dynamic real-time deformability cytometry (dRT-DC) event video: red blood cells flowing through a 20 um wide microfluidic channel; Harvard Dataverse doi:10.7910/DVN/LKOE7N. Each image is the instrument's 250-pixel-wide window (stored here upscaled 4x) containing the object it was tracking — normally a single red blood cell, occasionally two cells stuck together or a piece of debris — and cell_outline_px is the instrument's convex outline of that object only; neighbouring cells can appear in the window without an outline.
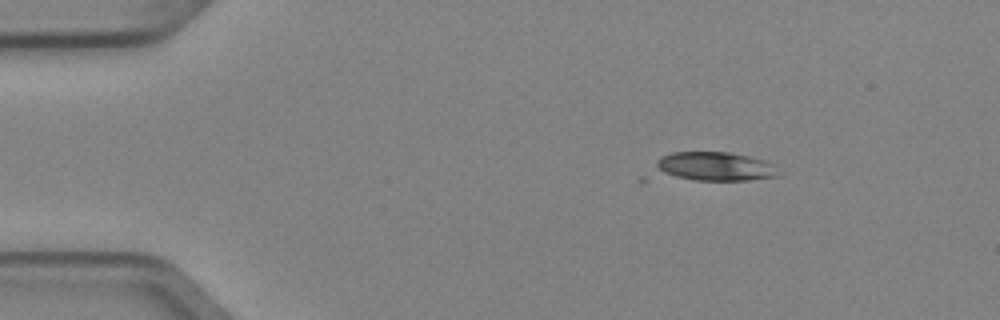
{"species": "Egyptian fruit bat (a non-hibernating species)", "species_latin": "Rousettus aegyptiacus", "temperature_condition": "cold", "stored_images_in_passage": 2, "camera_frame_rate_fps": 3000, "um_per_image_px": 0.085, "animal": {"sex": "female"}, "frame": {"image": 1, "passage_image": 1, "time_ms": 0.0, "image_size_px": [1000, 320], "cell_outline_px": [[780, 176], [748, 180], [644, 184], [640, 184], [640, 176], [660, 156], [672, 152], [728, 152], [768, 160], [776, 164]], "centroid_in_image_um": [60.11, 14.29], "position_along_channel_um": 24.9, "area_um2": 25.03}}